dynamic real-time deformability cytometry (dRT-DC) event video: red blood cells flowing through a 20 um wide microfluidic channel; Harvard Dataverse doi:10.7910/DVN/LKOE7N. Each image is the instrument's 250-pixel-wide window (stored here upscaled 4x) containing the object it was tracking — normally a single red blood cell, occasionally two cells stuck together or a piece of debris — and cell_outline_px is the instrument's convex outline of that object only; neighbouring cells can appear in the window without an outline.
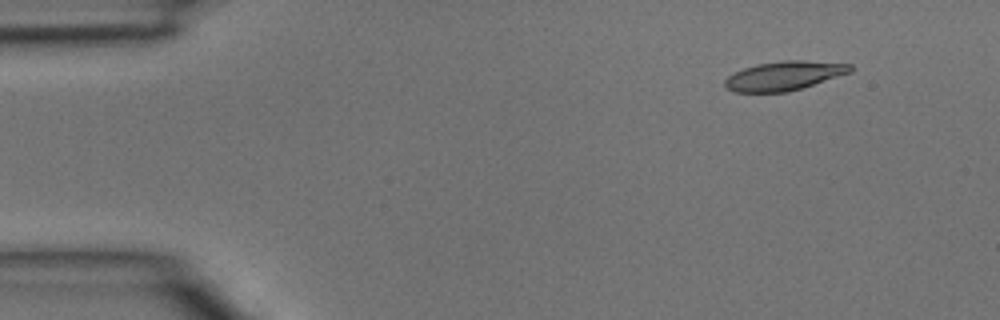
{"species": "common noctule bat (a hibernating species)", "species_latin": "Nyctalus noctula", "temperature_condition": "room temperature", "stored_images_in_passage": 5, "segment_of_instrument_passage": [1, 2], "camera_frame_rate_fps": 3000, "um_per_image_px": 0.085, "animal": {"sex": "male", "body_mass_g": 15.6}, "frame": {"image": 1, "passage_image": 2, "time_ms": 0.333, "image_size_px": [1000, 320], "cell_outline_px": [[852, 72], [788, 92], [732, 92], [724, 84], [724, 80], [728, 76], [744, 68], [756, 64], [784, 60], [804, 60], [852, 64]], "centroid_in_image_um": [66.65, 6.43], "position_along_channel_um": 18.3, "area_um2": 21.21}}
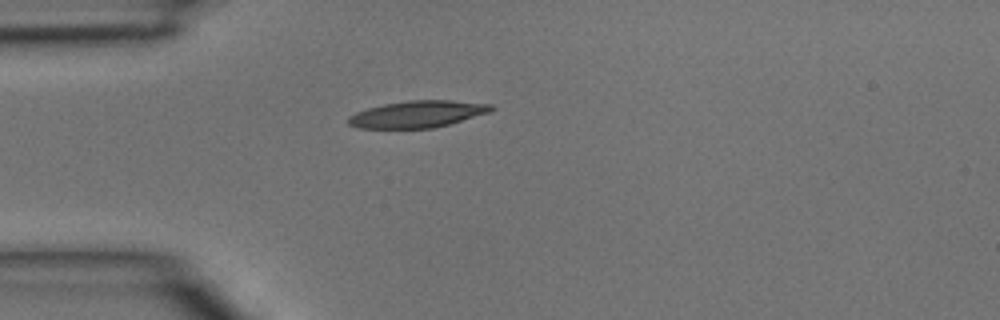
{"frame": {"image": 2, "passage_image": 4, "time_ms": 1.0, "image_size_px": [1000, 320], "cell_outline_px": [[496, 108], [492, 112], [448, 124], [432, 128], [360, 128], [348, 124], [348, 116], [356, 112], [368, 108], [384, 104], [408, 100], [452, 100], [492, 104]], "centroid_in_image_um": [35.53, 9.69], "position_along_channel_um": 49.5, "area_um2": 22.37}}